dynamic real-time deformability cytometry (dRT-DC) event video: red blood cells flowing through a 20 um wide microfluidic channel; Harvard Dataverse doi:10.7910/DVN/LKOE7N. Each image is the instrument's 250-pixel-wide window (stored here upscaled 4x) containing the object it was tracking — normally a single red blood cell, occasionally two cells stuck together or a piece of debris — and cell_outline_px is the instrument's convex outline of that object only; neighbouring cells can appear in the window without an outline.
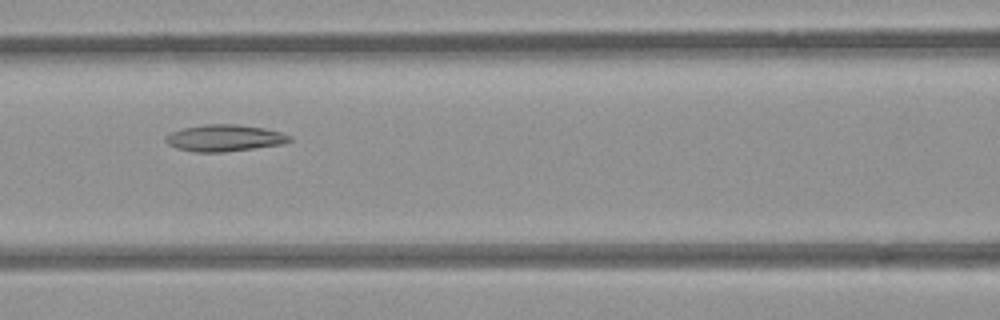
{"species": "common noctule bat (a hibernating species)", "species_latin": "Nyctalus noctula", "temperature_condition": "room temperature", "stored_images_in_passage": 39, "camera_frame_rate_fps": 3000, "um_per_image_px": 0.085, "animal": {"sex": "female", "body_mass_g": 21.9}, "frame": {"image": 1, "passage_image": 9, "time_ms": 2.667, "image_size_px": [1000, 320], "cell_outline_px": [[292, 140], [280, 144], [224, 152], [196, 152], [176, 148], [168, 144], [164, 140], [172, 132], [184, 128], [204, 124], [236, 124], [264, 128], [280, 132], [292, 136]], "centroid_in_image_um": [19.08, 11.73], "position_along_channel_um": 147.5, "area_um2": 19.02}}
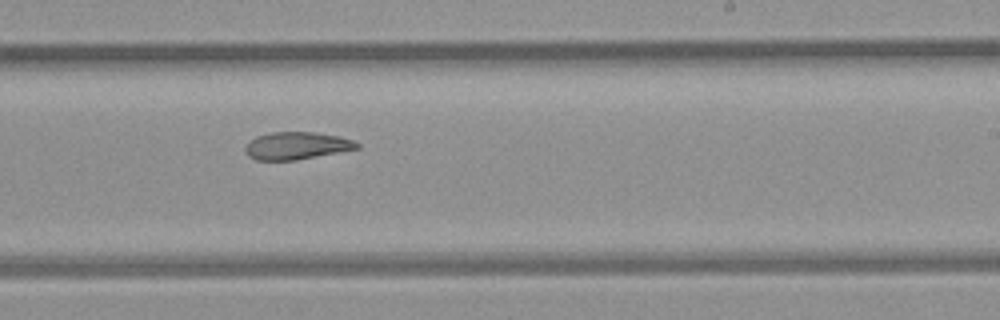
{"frame": {"image": 2, "passage_image": 18, "time_ms": 5.667, "image_size_px": [1000, 320], "cell_outline_px": [[360, 148], [296, 160], [256, 160], [248, 156], [244, 148], [256, 136], [272, 132], [316, 132], [340, 136], [352, 140], [360, 144]], "centroid_in_image_um": [25.23, 12.38], "position_along_channel_um": 263.8, "area_um2": 17.8}}
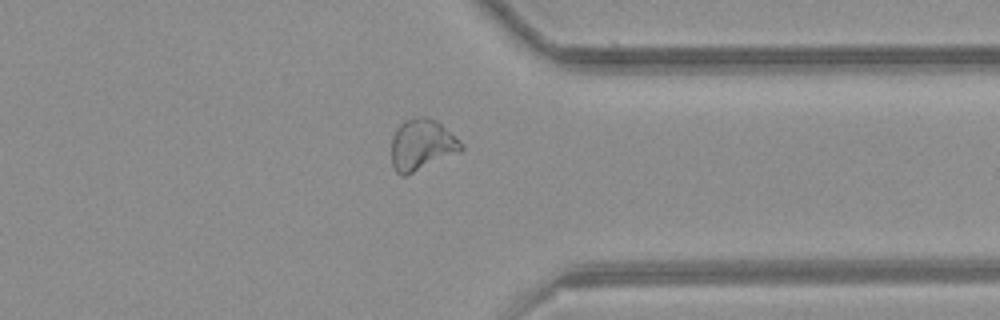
{"frame": {"image": 3, "passage_image": 27, "time_ms": 8.667, "image_size_px": [1000, 320], "cell_outline_px": [[464, 148], [460, 152], [404, 176], [396, 172], [392, 164], [392, 136], [396, 128], [404, 120], [412, 116], [424, 116], [436, 120], [460, 140], [464, 144]], "centroid_in_image_um": [35.85, 12.28], "position_along_channel_um": 375.5, "area_um2": 20.87}, "authors_computed_cell_mechanics": {"area_um2": 19.5942, "velocity_mm_per_s": 3.8892, "shape_relaxation_time_tau1_ms": null, "shape_relaxation_time_tau2_ms": 9.0696, "deformation_change_tau1": null, "deformation_change_tau2": 0.1673}}